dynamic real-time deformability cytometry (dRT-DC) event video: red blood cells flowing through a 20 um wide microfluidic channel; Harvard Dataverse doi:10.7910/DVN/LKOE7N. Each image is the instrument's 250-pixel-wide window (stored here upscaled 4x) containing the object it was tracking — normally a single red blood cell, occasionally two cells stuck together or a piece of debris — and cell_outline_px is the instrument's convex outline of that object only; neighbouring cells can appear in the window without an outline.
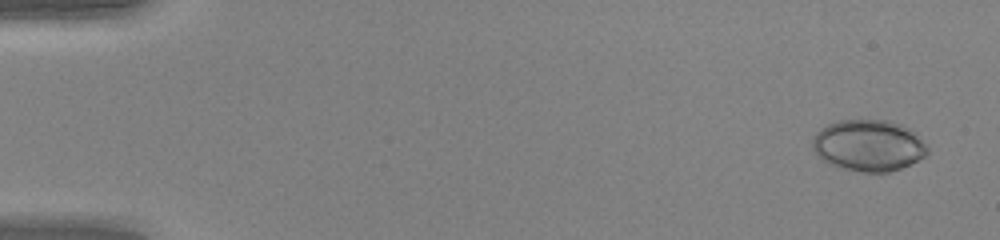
{"species": "human", "species_latin": "Homo sapiens", "temperature_condition": "warm", "stored_images_in_passage": 49, "camera_frame_rate_fps": 3000, "um_per_image_px": 0.085, "donor": {"sex": "female"}, "frame": {"image": 1, "passage_image": 2, "time_ms": 0.333, "image_size_px": [1000, 240], "cell_outline_px": [[928, 152], [924, 156], [900, 168], [888, 172], [860, 172], [840, 168], [828, 164], [816, 156], [812, 148], [812, 140], [816, 132], [820, 128], [828, 124], [840, 120], [888, 120], [900, 124], [916, 132], [928, 148]], "centroid_in_image_um": [73.78, 12.36], "position_along_channel_um": 11.2, "area_um2": 34.62}}
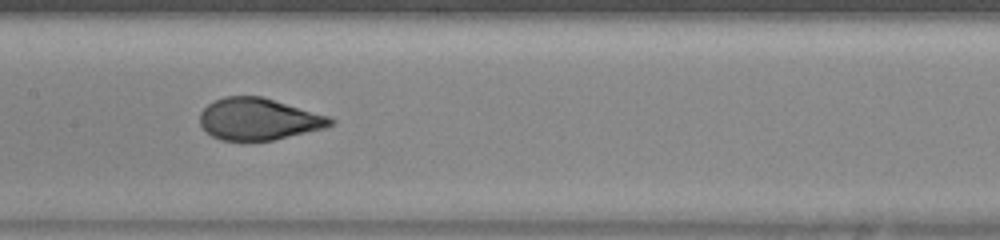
{"frame": {"image": 2, "passage_image": 25, "time_ms": 8.0, "image_size_px": [1000, 240], "cell_outline_px": [[336, 120], [332, 124], [324, 128], [272, 140], [220, 140], [212, 136], [200, 124], [200, 112], [208, 104], [224, 96], [260, 96], [328, 116]], "centroid_in_image_um": [21.95, 10.12], "position_along_channel_um": 185.4, "area_um2": 31.33}}
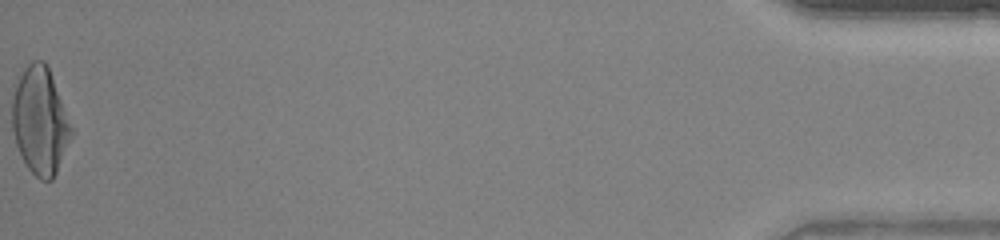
{"frame": {"image": 3, "passage_image": 49, "time_ms": 16.0, "image_size_px": [1000, 240], "cell_outline_px": [[72, 136], [56, 172], [52, 180], [40, 180], [28, 168], [16, 144], [12, 128], [12, 100], [16, 84], [24, 68], [32, 60], [44, 60], [48, 68], [72, 128]], "centroid_in_image_um": [3.39, 10.28], "position_along_channel_um": 431.8, "area_um2": 36.24}, "authors_computed_cell_mechanics": {"area_um2": 33.3506, "velocity_mm_per_s": 4.2625, "shape_relaxation_time_tau1_ms": 3.5579, "shape_relaxation_time_tau2_ms": null, "deformation_change_tau1": 0.1898, "deformation_change_tau2": null}}